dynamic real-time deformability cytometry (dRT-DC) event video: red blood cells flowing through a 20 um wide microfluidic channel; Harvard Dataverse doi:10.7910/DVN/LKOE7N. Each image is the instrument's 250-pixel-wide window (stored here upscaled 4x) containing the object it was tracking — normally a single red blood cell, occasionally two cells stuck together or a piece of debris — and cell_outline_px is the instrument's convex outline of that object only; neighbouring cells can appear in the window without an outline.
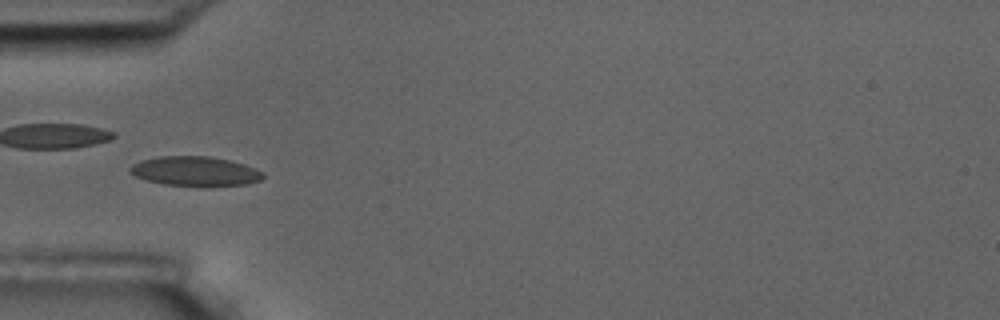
{"species": "common noctule bat (a hibernating species)", "species_latin": "Nyctalus noctula", "temperature_condition": "room temperature", "stored_images_in_passage": 11, "camera_frame_rate_fps": 3000, "um_per_image_px": 0.085, "animal": {"sex": "male", "body_mass_g": 17.5, "forearm_length_mm": 52.3}, "frame": {"image": 1, "passage_image": 5, "time_ms": 5.667, "image_size_px": [1000, 320], "cell_outline_px": [[264, 176], [260, 180], [248, 184], [204, 188], [164, 184], [148, 180], [136, 176], [128, 172], [128, 168], [132, 164], [140, 160], [160, 156], [208, 156], [228, 160], [244, 164], [256, 168], [264, 172]], "centroid_in_image_um": [16.6, 14.58], "position_along_channel_um": 68.4, "area_um2": 23.47}}